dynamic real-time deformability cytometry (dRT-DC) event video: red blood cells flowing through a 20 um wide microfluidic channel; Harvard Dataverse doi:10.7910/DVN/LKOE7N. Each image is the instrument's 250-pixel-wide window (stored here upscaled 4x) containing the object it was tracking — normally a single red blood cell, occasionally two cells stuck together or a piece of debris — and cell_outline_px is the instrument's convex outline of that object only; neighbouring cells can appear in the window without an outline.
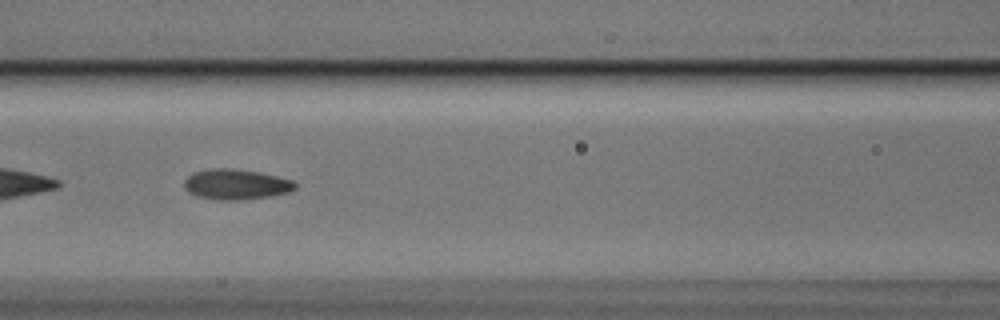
{"species": "Egyptian fruit bat (a non-hibernating species)", "species_latin": "Rousettus aegyptiacus", "temperature_condition": "cold", "stored_images_in_passage": 36, "camera_frame_rate_fps": 3000, "um_per_image_px": 0.085, "animal": {"sex": "male"}, "frame": {"image": 1, "passage_image": 15, "time_ms": 4.667, "image_size_px": [1000, 320], "cell_outline_px": [[296, 188], [288, 192], [272, 196], [240, 200], [220, 200], [196, 196], [188, 192], [184, 188], [184, 180], [192, 172], [208, 168], [228, 168], [260, 172], [292, 180], [296, 184]], "centroid_in_image_um": [20.03, 15.67], "position_along_channel_um": 146.6, "area_um2": 19.77}}
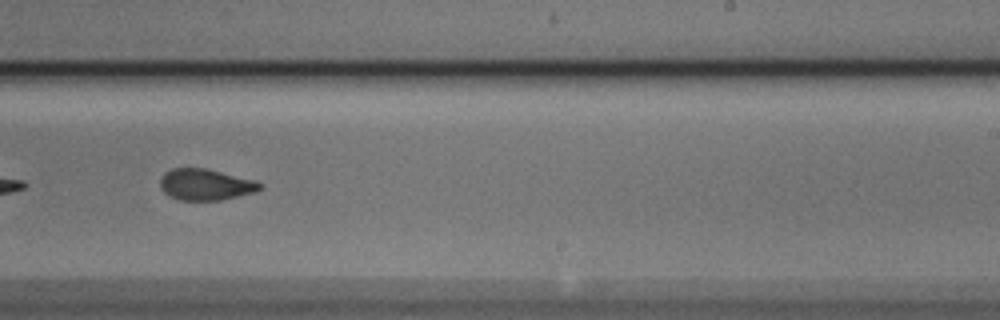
{"frame": {"image": 2, "passage_image": 25, "time_ms": 8.0, "image_size_px": [1000, 320], "cell_outline_px": [[264, 188], [256, 192], [220, 200], [180, 200], [168, 196], [160, 188], [160, 180], [164, 172], [172, 168], [204, 168], [256, 180], [264, 184]], "centroid_in_image_um": [17.49, 15.69], "position_along_channel_um": 271.5, "area_um2": 18.38}}
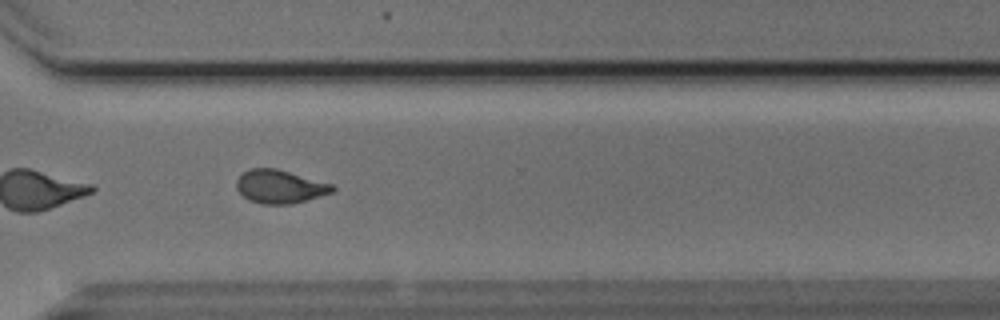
{"frame": {"image": 3, "passage_image": 31, "time_ms": 10.0, "image_size_px": [1000, 320], "cell_outline_px": [[336, 188], [332, 192], [292, 204], [260, 204], [248, 200], [236, 188], [236, 180], [244, 172], [252, 168], [276, 168], [332, 184]], "centroid_in_image_um": [23.77, 15.86], "position_along_channel_um": 346.8, "area_um2": 18.5}, "authors_computed_cell_mechanics": {"area_um2": 18.9584, "velocity_mm_per_s": 3.7617, "shape_relaxation_time_tau1_ms": 4.7277, "shape_relaxation_time_tau2_ms": 1.874, "deformation_change_tau1": 0.1237, "deformation_change_tau2": 0.0663}}